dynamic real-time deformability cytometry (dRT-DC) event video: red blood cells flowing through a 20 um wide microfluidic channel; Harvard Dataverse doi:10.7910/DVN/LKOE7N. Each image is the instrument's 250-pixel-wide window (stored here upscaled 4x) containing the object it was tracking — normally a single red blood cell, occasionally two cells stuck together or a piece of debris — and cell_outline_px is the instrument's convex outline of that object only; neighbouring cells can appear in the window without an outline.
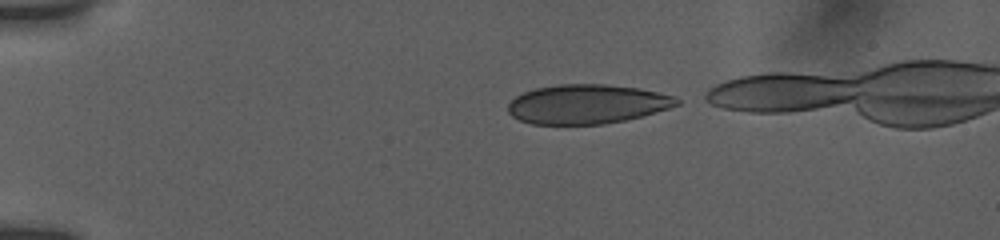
{"species": "human", "species_latin": "Homo sapiens", "temperature_condition": "room temperature", "stored_images_in_passage": 41, "camera_frame_rate_fps": 3000, "um_per_image_px": 0.085, "donor": {"sex": "female"}, "frame": {"image": 1, "passage_image": 1, "time_ms": 0.0, "image_size_px": [1000, 240], "cell_outline_px": [[680, 104], [668, 108], [640, 116], [624, 120], [604, 124], [532, 124], [520, 120], [512, 116], [508, 112], [508, 104], [516, 96], [524, 92], [536, 88], [560, 84], [604, 84], [636, 88], [676, 96], [680, 100]], "centroid_in_image_um": [49.88, 8.85], "position_along_channel_um": 35.1, "area_um2": 38.38}}
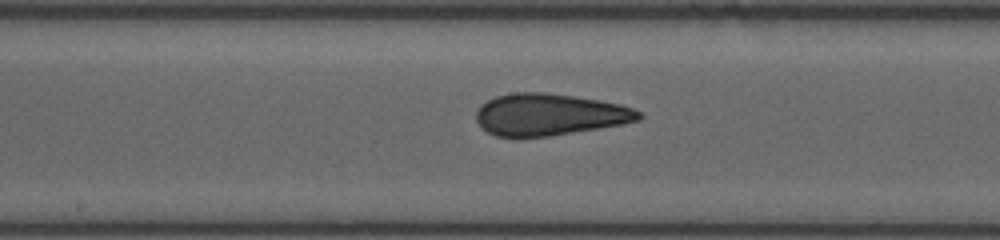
{"frame": {"image": 2, "passage_image": 19, "time_ms": 6.0, "image_size_px": [1000, 240], "cell_outline_px": [[644, 116], [640, 120], [620, 124], [548, 136], [496, 136], [488, 132], [476, 120], [476, 112], [480, 104], [496, 96], [512, 92], [544, 92], [600, 100], [620, 104], [632, 108], [640, 112]], "centroid_in_image_um": [46.69, 9.72], "position_along_channel_um": 201.5, "area_um2": 39.19}}
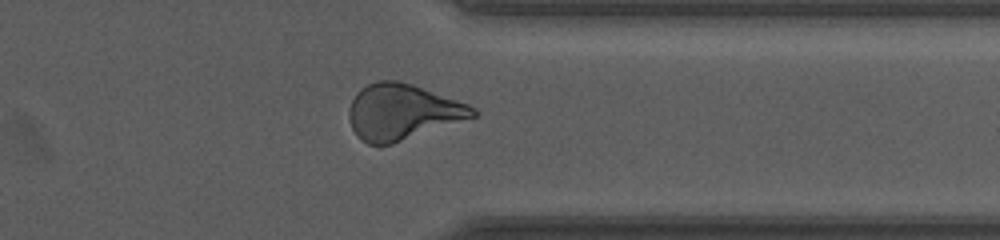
{"frame": {"image": 3, "passage_image": 33, "time_ms": 10.667, "image_size_px": [1000, 240], "cell_outline_px": [[476, 116], [392, 144], [368, 144], [360, 140], [356, 136], [352, 128], [348, 116], [348, 112], [352, 100], [356, 92], [360, 88], [368, 84], [380, 80], [400, 80], [412, 84], [468, 104], [476, 108]], "centroid_in_image_um": [34.16, 9.51], "position_along_channel_um": 377.2, "area_um2": 40.06}}